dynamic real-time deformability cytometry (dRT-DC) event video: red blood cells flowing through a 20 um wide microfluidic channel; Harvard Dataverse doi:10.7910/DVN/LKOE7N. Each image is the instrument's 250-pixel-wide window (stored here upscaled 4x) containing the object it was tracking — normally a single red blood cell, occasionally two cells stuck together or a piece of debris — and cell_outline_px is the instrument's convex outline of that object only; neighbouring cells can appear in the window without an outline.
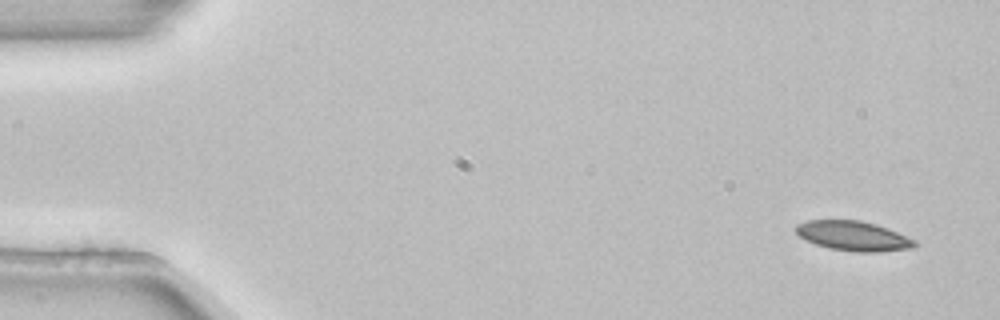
{"species": "common noctule bat (a hibernating species)", "species_latin": "Nyctalus noctula", "temperature_condition": "room temperature", "stored_images_in_passage": 4, "segment_of_instrument_passage": [1, 2], "camera_frame_rate_fps": 3000, "um_per_image_px": 0.085, "animal": {"sex": "female", "body_mass_g": 22.7, "forearm_length_mm": 54.2}, "frame": {"image": 1, "passage_image": 1, "time_ms": 0.0, "image_size_px": [1000, 320], "cell_outline_px": [[916, 244], [912, 248], [880, 252], [856, 252], [828, 248], [816, 244], [800, 236], [796, 232], [796, 224], [808, 220], [860, 220], [876, 224], [888, 228], [916, 240]], "centroid_in_image_um": [72.55, 20.05], "position_along_channel_um": 12.5, "area_um2": 20.52}}